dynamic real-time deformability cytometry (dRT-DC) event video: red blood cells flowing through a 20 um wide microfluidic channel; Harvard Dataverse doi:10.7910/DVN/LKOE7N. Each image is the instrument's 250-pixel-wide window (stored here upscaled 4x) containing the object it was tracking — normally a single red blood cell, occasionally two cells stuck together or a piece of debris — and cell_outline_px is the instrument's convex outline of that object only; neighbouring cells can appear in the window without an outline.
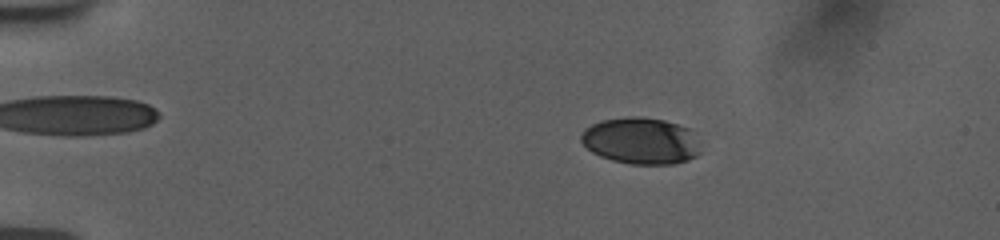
{"species": "human", "species_latin": "Homo sapiens", "temperature_condition": "room temperature", "stored_images_in_passage": 56, "camera_frame_rate_fps": 3000, "um_per_image_px": 0.085, "donor": {"sex": "female"}, "frame": {"image": 1, "passage_image": 11, "time_ms": 3.333, "image_size_px": [1000, 240], "cell_outline_px": [[700, 152], [696, 156], [688, 160], [676, 164], [632, 164], [612, 160], [600, 156], [592, 152], [580, 140], [580, 136], [584, 128], [600, 120], [628, 116], [640, 116], [664, 120], [692, 128]], "centroid_in_image_um": [54.47, 11.96], "position_along_channel_um": 30.5, "area_um2": 32.71}}
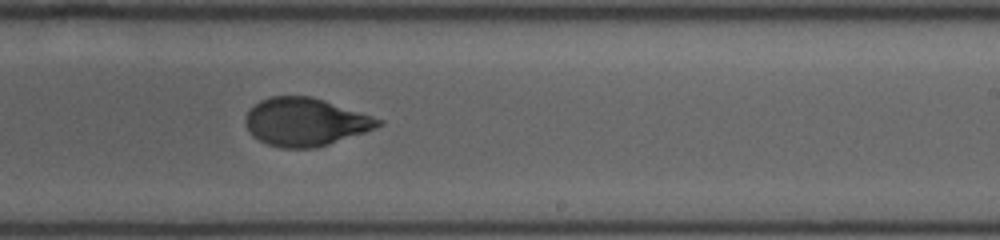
{"frame": {"image": 2, "passage_image": 36, "time_ms": 11.667, "image_size_px": [1000, 240], "cell_outline_px": [[384, 124], [376, 128], [316, 148], [280, 148], [268, 144], [252, 136], [248, 132], [244, 120], [248, 112], [260, 100], [272, 96], [308, 96], [324, 100], [384, 120]], "centroid_in_image_um": [25.94, 10.37], "position_along_channel_um": 263.1, "area_um2": 36.93}}
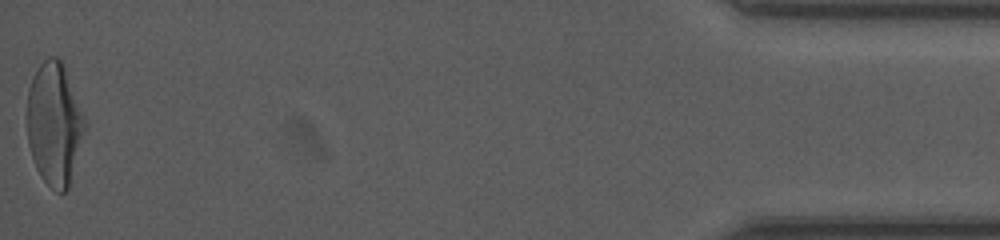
{"frame": {"image": 3, "passage_image": 56, "time_ms": 18.333, "image_size_px": [1000, 240], "cell_outline_px": [[88, 124], [68, 188], [64, 192], [56, 192], [40, 176], [36, 168], [28, 144], [28, 92], [32, 80], [40, 64], [48, 56], [56, 56], [64, 64], [88, 120]], "centroid_in_image_um": [4.67, 10.51], "position_along_channel_um": 430.5, "area_um2": 41.62}, "authors_computed_cell_mechanics": {"area_um2": 37.0787, "velocity_mm_per_s": 3.7661, "shape_relaxation_time_tau1_ms": 3.5489, "shape_relaxation_time_tau2_ms": 0.8844, "deformation_change_tau1": 0.1805, "deformation_change_tau2": 0.058}}